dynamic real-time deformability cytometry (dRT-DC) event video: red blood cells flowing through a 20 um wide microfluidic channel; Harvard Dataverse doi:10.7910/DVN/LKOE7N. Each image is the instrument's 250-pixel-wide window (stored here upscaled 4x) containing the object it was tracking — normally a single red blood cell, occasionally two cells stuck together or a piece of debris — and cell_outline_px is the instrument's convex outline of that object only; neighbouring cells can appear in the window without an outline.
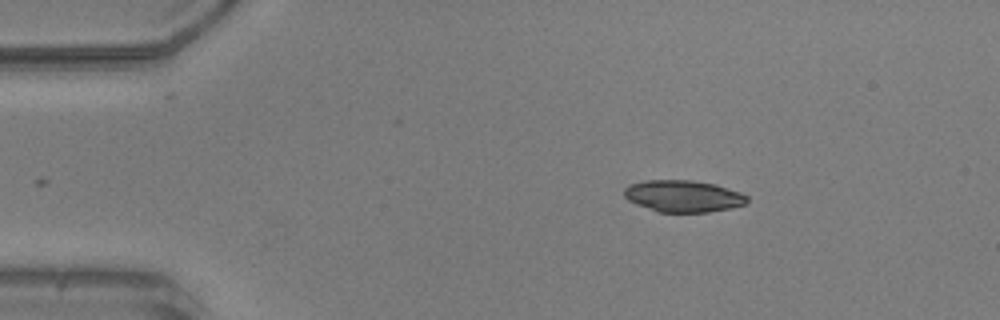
{"species": "common noctule bat (a hibernating species)", "species_latin": "Nyctalus noctula", "temperature_condition": "warm", "stored_images_in_passage": 13, "camera_frame_rate_fps": 3000, "um_per_image_px": 0.085, "animal": {"sex": "male", "body_mass_g": 20.5, "forearm_length_mm": 52.5}, "frame": {"image": 1, "passage_image": 1, "time_ms": 0.0, "image_size_px": [1000, 320], "cell_outline_px": [[748, 200], [744, 204], [728, 208], [708, 212], [656, 212], [636, 204], [628, 200], [624, 196], [624, 188], [628, 184], [644, 180], [692, 180], [716, 184], [740, 192], [748, 196]], "centroid_in_image_um": [58.03, 16.66], "position_along_channel_um": 27.0, "area_um2": 22.89}}
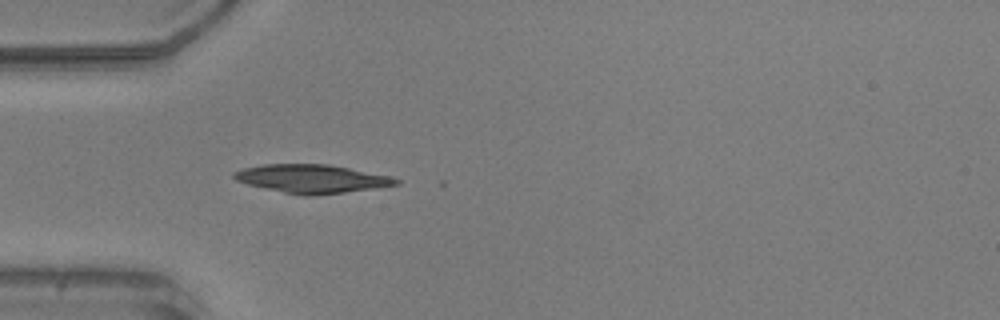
{"frame": {"image": 2, "passage_image": 8, "time_ms": 2.333, "image_size_px": [1000, 320], "cell_outline_px": [[400, 184], [376, 188], [344, 192], [308, 196], [304, 196], [264, 188], [248, 184], [236, 180], [232, 176], [232, 172], [244, 168], [264, 164], [328, 164], [388, 176], [400, 180]], "centroid_in_image_um": [26.47, 15.19], "position_along_channel_um": 58.5, "area_um2": 26.53}}